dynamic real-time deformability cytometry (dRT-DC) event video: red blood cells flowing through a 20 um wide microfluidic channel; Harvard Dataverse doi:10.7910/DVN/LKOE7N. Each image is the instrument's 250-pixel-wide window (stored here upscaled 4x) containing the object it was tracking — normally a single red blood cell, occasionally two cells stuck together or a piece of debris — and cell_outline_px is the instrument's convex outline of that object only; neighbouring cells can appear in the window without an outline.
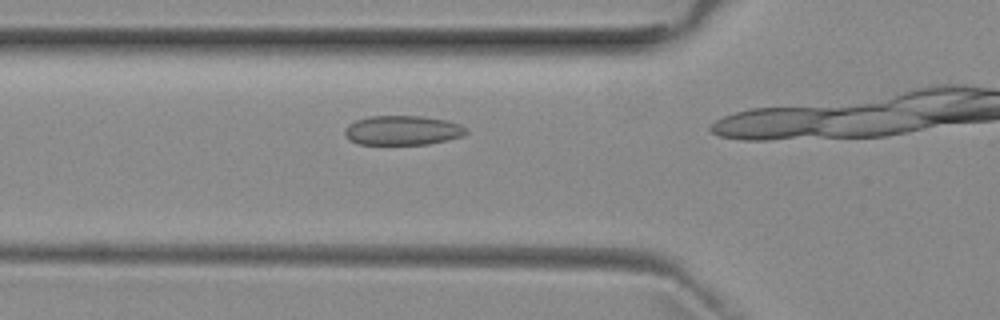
{"species": "common noctule bat (a hibernating species)", "species_latin": "Nyctalus noctula", "temperature_condition": "room temperature", "stored_images_in_passage": 9, "camera_frame_rate_fps": 3000, "um_per_image_px": 0.085, "animal": {"sex": "female", "body_mass_g": 29.2, "forearm_length_mm": 56.3}, "frame": {"image": 1, "passage_image": 6, "time_ms": 1.667, "image_size_px": [1000, 320], "cell_outline_px": [[468, 132], [464, 136], [448, 140], [428, 144], [356, 144], [348, 140], [344, 136], [344, 132], [348, 124], [356, 120], [368, 116], [420, 116], [448, 120], [460, 124], [468, 128]], "centroid_in_image_um": [34.23, 11.08], "position_along_channel_um": 91.6, "area_um2": 21.15}}